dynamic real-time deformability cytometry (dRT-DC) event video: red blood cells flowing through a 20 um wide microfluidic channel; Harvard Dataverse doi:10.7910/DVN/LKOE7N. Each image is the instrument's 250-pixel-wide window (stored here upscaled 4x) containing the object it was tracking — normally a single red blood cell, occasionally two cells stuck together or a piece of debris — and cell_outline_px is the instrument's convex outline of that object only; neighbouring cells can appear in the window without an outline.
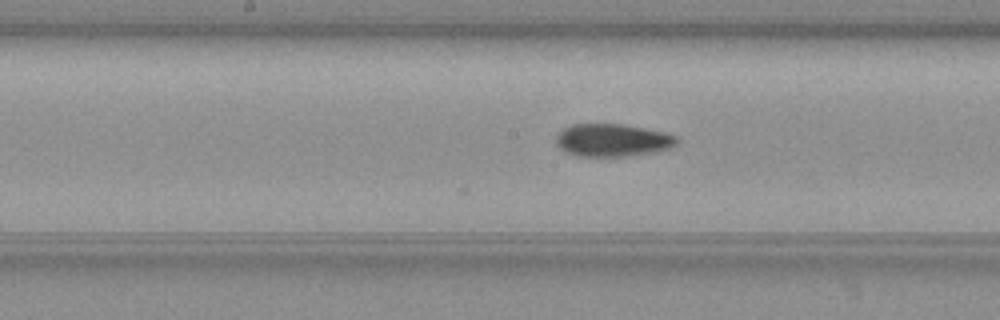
{"species": "common noctule bat (a hibernating species)", "species_latin": "Nyctalus noctula", "temperature_condition": "warm", "stored_images_in_passage": 27, "camera_frame_rate_fps": 3000, "um_per_image_px": 0.085, "animal": {"sex": "female", "body_mass_g": 19.3, "forearm_length_mm": 54.1}, "frame": {"image": 1, "passage_image": 12, "time_ms": 3.667, "image_size_px": [1000, 320], "cell_outline_px": [[680, 140], [672, 148], [656, 152], [632, 156], [576, 156], [564, 152], [556, 144], [556, 136], [564, 128], [572, 124], [624, 124], [664, 132], [676, 136]], "centroid_in_image_um": [52.08, 11.93], "position_along_channel_um": 196.1, "area_um2": 23.29}}
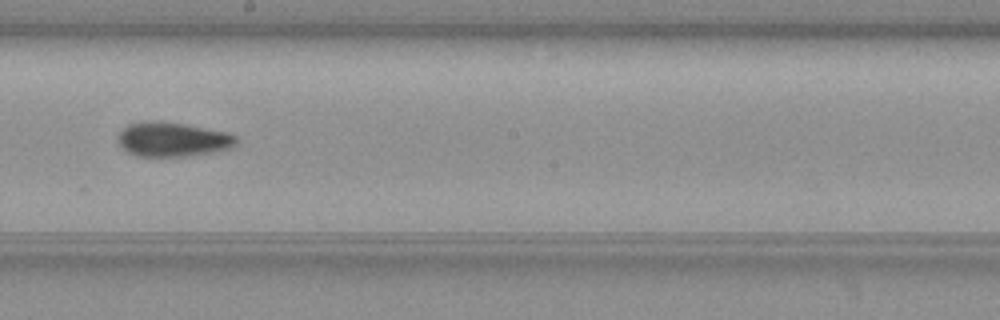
{"frame": {"image": 2, "passage_image": 15, "time_ms": 4.667, "image_size_px": [1000, 320], "cell_outline_px": [[236, 140], [228, 148], [212, 152], [184, 156], [136, 156], [128, 152], [120, 144], [120, 132], [128, 124], [152, 120], [184, 124], [228, 132], [236, 136]], "centroid_in_image_um": [14.66, 11.84], "position_along_channel_um": 233.5, "area_um2": 23.18}, "authors_computed_cell_mechanics": {"area_um2": 23.1778, "velocity_mm_per_s": 3.7572, "shape_relaxation_time_tau1_ms": 9.6585, "shape_relaxation_time_tau2_ms": 3.0833, "deformation_change_tau1": 0.2363, "deformation_change_tau2": 0.0633}}